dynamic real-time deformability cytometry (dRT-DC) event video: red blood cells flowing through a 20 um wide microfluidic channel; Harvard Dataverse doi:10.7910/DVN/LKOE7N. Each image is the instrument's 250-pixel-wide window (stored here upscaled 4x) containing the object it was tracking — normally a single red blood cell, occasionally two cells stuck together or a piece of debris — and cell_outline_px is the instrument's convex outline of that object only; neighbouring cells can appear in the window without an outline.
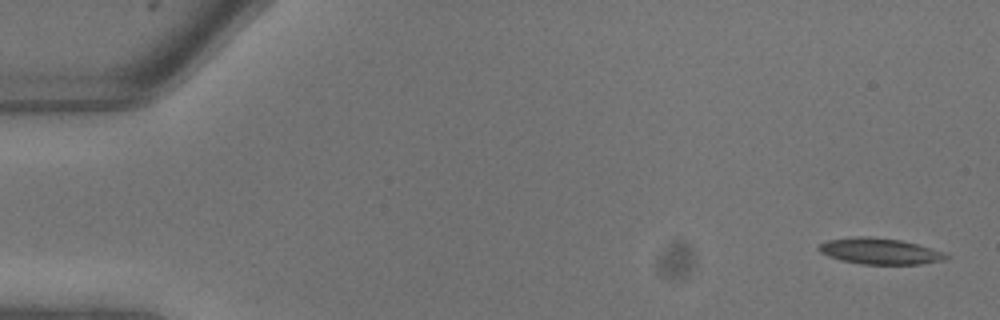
{"species": "common noctule bat (a hibernating species)", "species_latin": "Nyctalus noctula", "temperature_condition": "warm", "stored_images_in_passage": 7, "camera_frame_rate_fps": 3000, "um_per_image_px": 0.085, "animal": {"sex": "male", "body_mass_g": 13.3}, "frame": {"image": 1, "passage_image": 1, "time_ms": 0.0, "image_size_px": [1000, 320], "cell_outline_px": [[952, 256], [944, 260], [920, 264], [860, 264], [840, 260], [828, 256], [820, 252], [816, 248], [820, 244], [828, 240], [856, 236], [868, 236], [900, 240], [948, 252]], "centroid_in_image_um": [74.81, 21.35], "position_along_channel_um": 10.2, "area_um2": 19.54}}
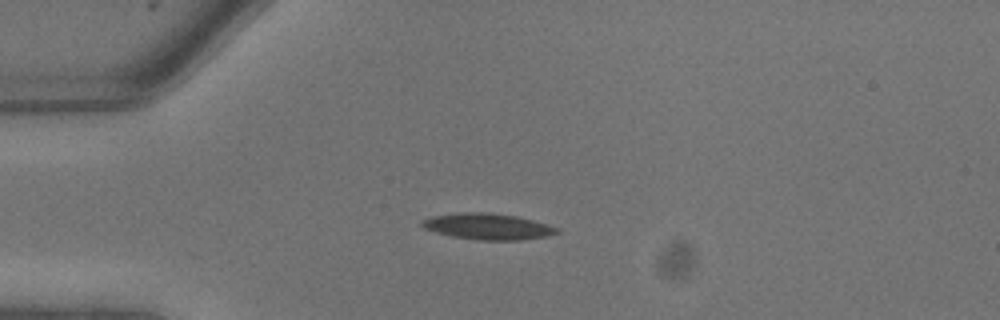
{"frame": {"image": 2, "passage_image": 6, "time_ms": 1.667, "image_size_px": [1000, 320], "cell_outline_px": [[560, 232], [548, 236], [520, 240], [476, 240], [452, 236], [436, 232], [424, 228], [420, 224], [424, 220], [432, 216], [460, 212], [492, 212], [516, 216], [532, 220], [560, 228]], "centroid_in_image_um": [41.49, 19.25], "position_along_channel_um": 43.5, "area_um2": 20.58}}